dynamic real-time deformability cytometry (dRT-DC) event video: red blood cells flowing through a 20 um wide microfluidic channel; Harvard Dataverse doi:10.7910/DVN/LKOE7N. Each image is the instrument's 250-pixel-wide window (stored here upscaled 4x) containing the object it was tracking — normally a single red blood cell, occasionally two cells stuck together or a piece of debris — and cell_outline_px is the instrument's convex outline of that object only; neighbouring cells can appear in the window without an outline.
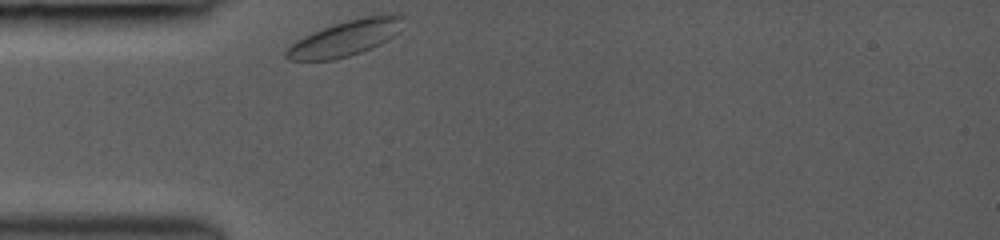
{"species": "common noctule bat (a hibernating species)", "species_latin": "Nyctalus noctula", "temperature_condition": "room temperature", "stored_images_in_passage": 35, "camera_frame_rate_fps": 3000, "um_per_image_px": 0.085, "animal": {"sex": "female", "body_mass_g": 19.0, "forearm_length_mm": 53.3}, "frame": {"image": 1, "passage_image": 1, "time_ms": 0.0, "image_size_px": [1000, 240], "cell_outline_px": [[404, 16], [392, 36], [388, 40], [372, 48], [348, 56], [332, 60], [288, 60], [284, 56], [284, 52], [292, 44], [304, 36], [312, 32], [348, 20], [364, 16]], "centroid_in_image_um": [29.25, 3.29], "position_along_channel_um": 55.8, "area_um2": 23.24}}
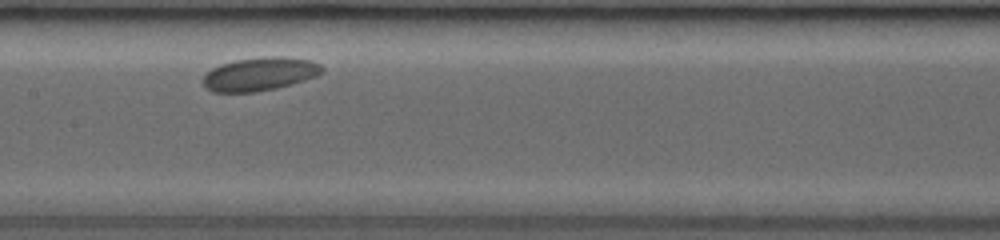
{"frame": {"image": 2, "passage_image": 14, "time_ms": 3.667, "image_size_px": [1000, 240], "cell_outline_px": [[324, 72], [316, 76], [304, 80], [276, 88], [256, 92], [212, 92], [204, 84], [204, 76], [212, 68], [220, 64], [236, 60], [264, 56], [284, 56], [312, 60], [320, 64], [324, 68]], "centroid_in_image_um": [22.12, 6.28], "position_along_channel_um": 185.3, "area_um2": 23.18}}
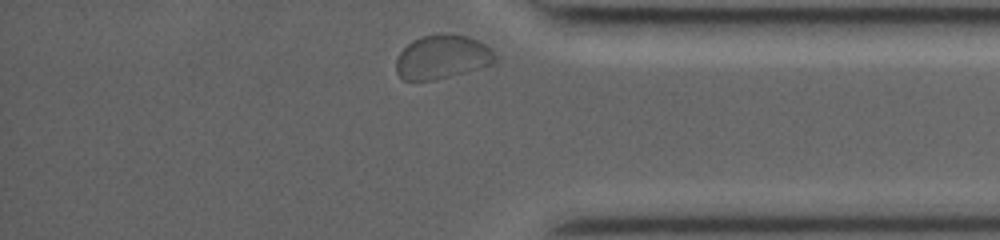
{"frame": {"image": 3, "passage_image": 35, "time_ms": 9.333, "image_size_px": [1000, 240], "cell_outline_px": [[496, 60], [492, 64], [436, 80], [404, 80], [396, 72], [396, 60], [400, 52], [412, 40], [420, 36], [440, 32], [448, 32], [468, 36], [492, 48], [496, 56]], "centroid_in_image_um": [37.58, 4.81], "position_along_channel_um": 397.6, "area_um2": 25.55}, "authors_computed_cell_mechanics": {"area_um2": 22.9466, "velocity_mm_per_s": 3.7388, "shape_relaxation_time_tau1_ms": 10.7345, "shape_relaxation_time_tau2_ms": null, "deformation_change_tau1": 0.1207, "deformation_change_tau2": null}}